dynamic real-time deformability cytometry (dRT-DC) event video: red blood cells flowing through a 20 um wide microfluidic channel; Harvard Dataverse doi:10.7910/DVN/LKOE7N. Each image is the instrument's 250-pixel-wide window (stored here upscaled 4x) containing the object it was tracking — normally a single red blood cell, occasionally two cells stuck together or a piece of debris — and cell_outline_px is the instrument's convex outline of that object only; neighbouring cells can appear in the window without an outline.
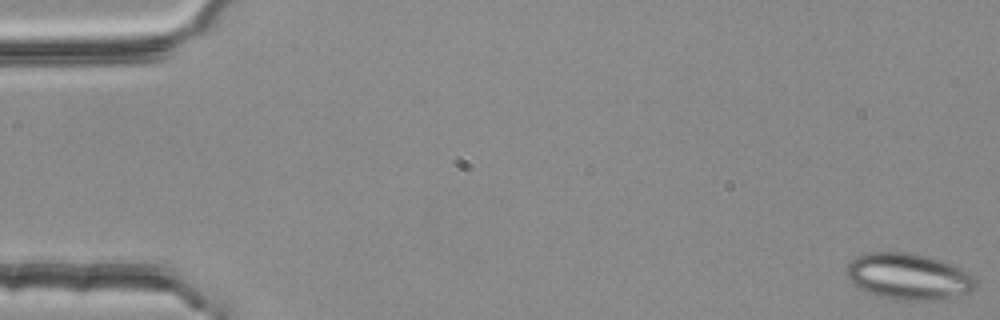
{"species": "common noctule bat (a hibernating species)", "species_latin": "Nyctalus noctula", "temperature_condition": "room temperature", "stored_images_in_passage": 54, "segment_of_instrument_passage": [1, 2], "camera_frame_rate_fps": 3000, "um_per_image_px": 0.085, "animal": {"sex": "female", "body_mass_g": 25.1}, "frame": {"image": 1, "passage_image": 1, "time_ms": 0.0, "image_size_px": [1000, 320], "cell_outline_px": [[976, 288], [972, 292], [932, 300], [892, 300], [876, 296], [852, 284], [848, 276], [848, 264], [856, 256], [868, 252], [912, 252], [928, 256], [940, 260], [960, 268], [972, 276], [976, 280]], "centroid_in_image_um": [77.21, 23.5], "position_along_channel_um": 7.8, "area_um2": 34.8}}